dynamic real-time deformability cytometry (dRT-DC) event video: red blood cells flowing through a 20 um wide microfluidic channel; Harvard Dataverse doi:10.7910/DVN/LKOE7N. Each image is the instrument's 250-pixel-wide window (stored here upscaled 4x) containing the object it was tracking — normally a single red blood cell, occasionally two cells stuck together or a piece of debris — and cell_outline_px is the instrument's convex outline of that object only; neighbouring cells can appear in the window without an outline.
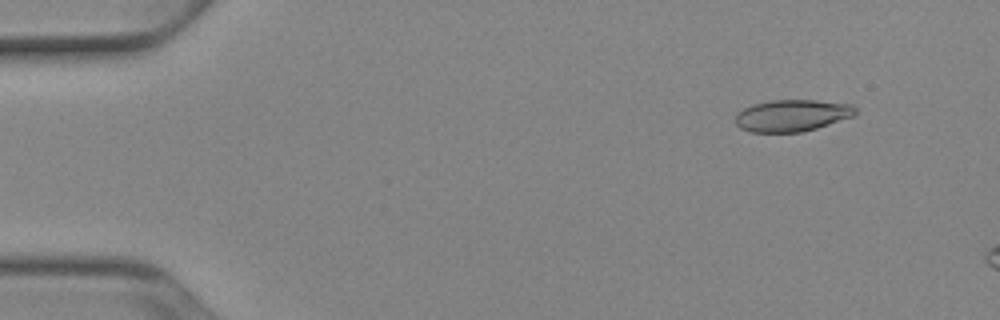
{"species": "Egyptian fruit bat (a non-hibernating species)", "species_latin": "Rousettus aegyptiacus", "temperature_condition": "cold", "stored_images_in_passage": 11, "camera_frame_rate_fps": 3000, "um_per_image_px": 0.085, "animal": {"sex": "female"}, "frame": {"image": 1, "passage_image": 5, "time_ms": 1.333, "image_size_px": [1000, 320], "cell_outline_px": [[856, 116], [816, 128], [800, 132], [748, 132], [740, 128], [736, 124], [736, 112], [752, 104], [772, 100], [816, 100], [852, 104], [856, 108]], "centroid_in_image_um": [67.33, 9.81], "position_along_channel_um": 17.7, "area_um2": 22.43}}